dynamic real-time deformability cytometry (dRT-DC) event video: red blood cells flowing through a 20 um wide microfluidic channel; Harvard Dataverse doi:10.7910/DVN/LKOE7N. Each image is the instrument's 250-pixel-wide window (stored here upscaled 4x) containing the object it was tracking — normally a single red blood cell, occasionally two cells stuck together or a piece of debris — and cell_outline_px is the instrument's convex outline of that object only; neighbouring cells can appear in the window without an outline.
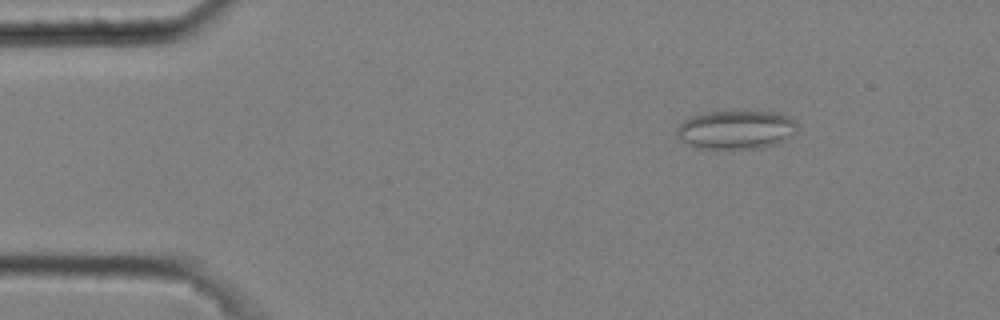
{"species": "common noctule bat (a hibernating species)", "species_latin": "Nyctalus noctula", "temperature_condition": "cold", "stored_images_in_passage": 4, "camera_frame_rate_fps": 3000, "um_per_image_px": 0.085, "animal": {"sex": "male", "body_mass_g": 20.4}, "frame": {"image": 1, "passage_image": 2, "time_ms": 0.333, "image_size_px": [1000, 320], "cell_outline_px": [[800, 128], [788, 140], [780, 144], [764, 148], [696, 148], [688, 144], [676, 136], [676, 128], [684, 120], [692, 116], [704, 112], [740, 108], [780, 112], [792, 116], [800, 124]], "centroid_in_image_um": [62.68, 10.96], "position_along_channel_um": 22.3, "area_um2": 28.9}}